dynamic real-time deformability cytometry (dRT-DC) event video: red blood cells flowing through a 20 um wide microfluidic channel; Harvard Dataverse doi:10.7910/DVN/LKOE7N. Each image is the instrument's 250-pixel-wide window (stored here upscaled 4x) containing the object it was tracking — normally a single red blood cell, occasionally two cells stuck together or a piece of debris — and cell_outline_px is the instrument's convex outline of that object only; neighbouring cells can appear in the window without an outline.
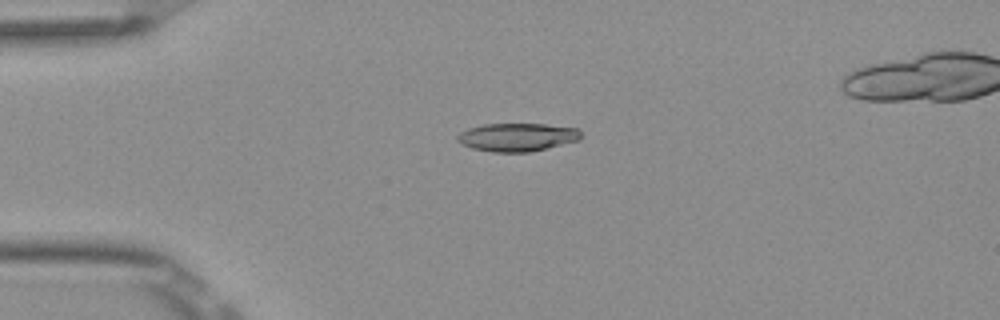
{"species": "Egyptian fruit bat (a non-hibernating species)", "species_latin": "Rousettus aegyptiacus", "temperature_condition": "room temperature", "stored_images_in_passage": 9, "camera_frame_rate_fps": 3000, "um_per_image_px": 0.085, "frame": {"image": 1, "passage_image": 4, "time_ms": 1.0, "image_size_px": [1000, 320], "cell_outline_px": [[580, 140], [528, 152], [492, 152], [472, 148], [456, 140], [456, 136], [460, 132], [468, 128], [484, 124], [544, 124], [576, 128], [580, 132]], "centroid_in_image_um": [43.93, 11.65], "position_along_channel_um": 41.1, "area_um2": 20.11}}
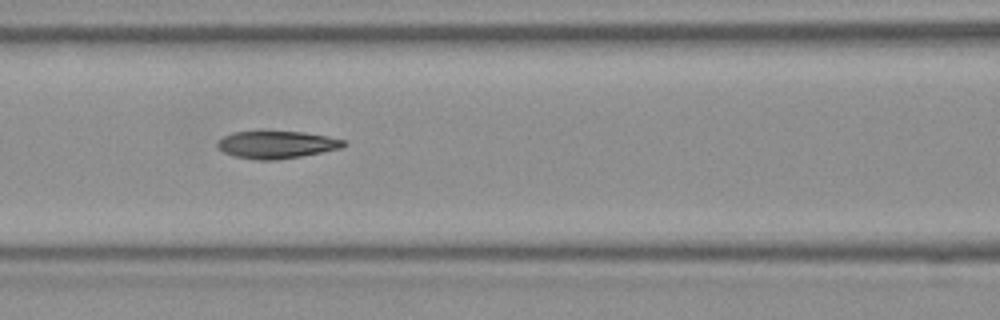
{"frame": {"image": 2, "passage_image": 7, "time_ms": 2.0, "image_size_px": [1000, 320], "cell_outline_px": [[348, 144], [340, 148], [300, 156], [276, 160], [256, 160], [236, 156], [224, 152], [216, 144], [216, 140], [232, 132], [260, 128], [304, 132], [328, 136], [344, 140]], "centroid_in_image_um": [23.46, 12.23], "position_along_channel_um": 143.1, "area_um2": 20.98}}
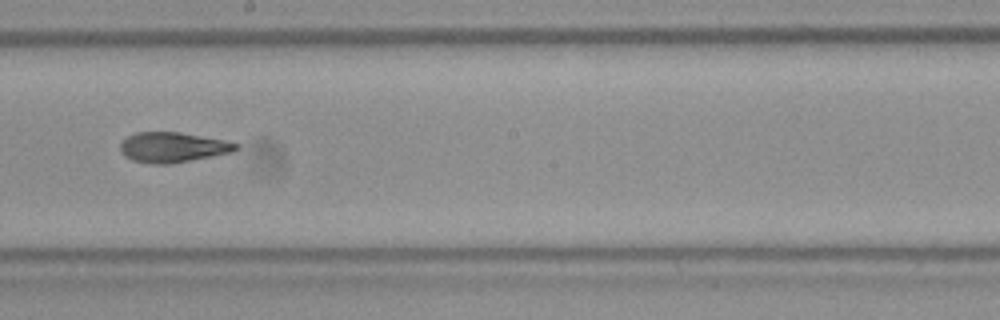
{"frame": {"image": 3, "passage_image": 9, "time_ms": 2.667, "image_size_px": [1000, 320], "cell_outline_px": [[240, 148], [232, 152], [212, 156], [168, 164], [152, 164], [132, 160], [124, 156], [120, 152], [120, 144], [128, 136], [136, 132], [180, 132], [224, 140], [240, 144]], "centroid_in_image_um": [14.68, 12.52], "position_along_channel_um": 233.5, "area_um2": 20.29}}